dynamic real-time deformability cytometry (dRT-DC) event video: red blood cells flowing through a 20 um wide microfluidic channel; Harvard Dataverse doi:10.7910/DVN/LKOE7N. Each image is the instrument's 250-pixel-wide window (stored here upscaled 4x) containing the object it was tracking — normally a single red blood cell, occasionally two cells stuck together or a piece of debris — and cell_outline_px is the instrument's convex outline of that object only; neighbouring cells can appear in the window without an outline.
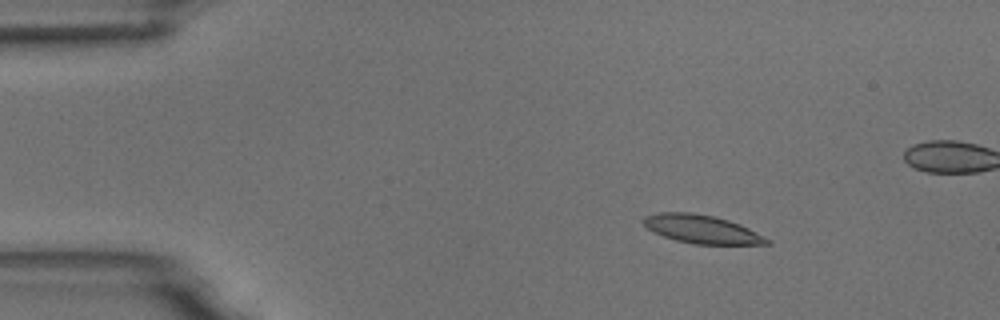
{"species": "common noctule bat (a hibernating species)", "species_latin": "Nyctalus noctula", "temperature_condition": "room temperature", "stored_images_in_passage": 7, "camera_frame_rate_fps": 3000, "um_per_image_px": 0.085, "animal": {"sex": "male", "body_mass_g": 18.8}, "frame": {"image": 1, "passage_image": 3, "time_ms": 2.333, "image_size_px": [1000, 320], "cell_outline_px": [[772, 244], [692, 244], [676, 240], [652, 232], [644, 224], [644, 216], [660, 212], [692, 212], [712, 216], [728, 220], [740, 224], [772, 240]], "centroid_in_image_um": [59.66, 19.48], "position_along_channel_um": 25.3, "area_um2": 20.35}}